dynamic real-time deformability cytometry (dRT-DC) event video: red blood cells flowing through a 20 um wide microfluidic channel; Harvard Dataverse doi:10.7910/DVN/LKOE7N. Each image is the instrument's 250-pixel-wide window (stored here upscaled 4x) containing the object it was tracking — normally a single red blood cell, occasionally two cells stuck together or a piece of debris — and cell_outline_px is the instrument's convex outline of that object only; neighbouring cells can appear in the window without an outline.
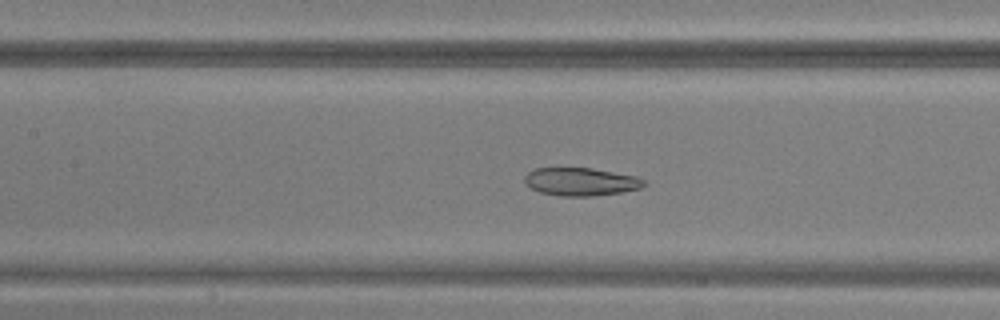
{"species": "common noctule bat (a hibernating species)", "species_latin": "Nyctalus noctula", "temperature_condition": "warm", "stored_images_in_passage": 37, "camera_frame_rate_fps": 3000, "um_per_image_px": 0.085, "animal": {"sex": "male", "body_mass_g": 20.5, "forearm_length_mm": 52.5}, "frame": {"image": 1, "passage_image": 16, "time_ms": 5.0, "image_size_px": [1000, 320], "cell_outline_px": [[648, 184], [640, 188], [620, 192], [592, 196], [560, 196], [540, 192], [532, 188], [524, 180], [524, 176], [532, 168], [592, 168], [636, 176], [648, 180]], "centroid_in_image_um": [49.4, 15.44], "position_along_channel_um": 158.0, "area_um2": 19.54}}
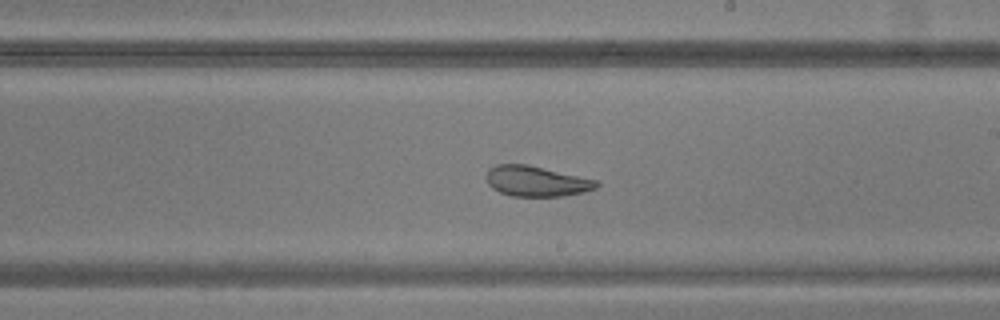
{"frame": {"image": 2, "passage_image": 22, "time_ms": 7.0, "image_size_px": [1000, 320], "cell_outline_px": [[600, 184], [596, 188], [584, 192], [564, 196], [512, 196], [500, 192], [492, 188], [488, 184], [488, 168], [496, 164], [528, 164], [600, 180]], "centroid_in_image_um": [45.65, 15.39], "position_along_channel_um": 243.4, "area_um2": 19.71}}